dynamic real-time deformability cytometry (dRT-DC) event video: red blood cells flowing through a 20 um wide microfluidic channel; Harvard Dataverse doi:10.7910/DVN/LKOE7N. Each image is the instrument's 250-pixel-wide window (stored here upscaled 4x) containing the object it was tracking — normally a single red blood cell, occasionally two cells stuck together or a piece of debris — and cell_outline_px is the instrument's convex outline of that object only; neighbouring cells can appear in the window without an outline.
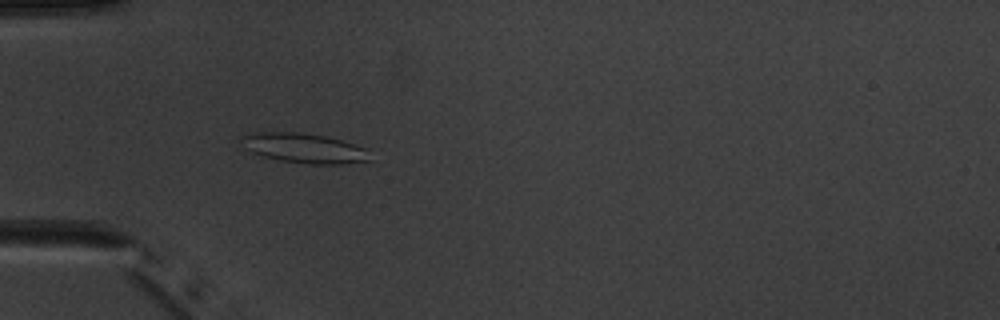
{"species": "common noctule bat (a hibernating species)", "species_latin": "Nyctalus noctula", "temperature_condition": "warm", "stored_images_in_passage": 5, "camera_frame_rate_fps": 3000, "um_per_image_px": 0.085, "animal": {"sex": "male", "body_mass_g": 20.1, "forearm_length_mm": 53.5}, "frame": {"image": 1, "passage_image": 5, "time_ms": 4.667, "image_size_px": [1000, 320], "cell_outline_px": [[372, 160], [348, 164], [308, 164], [280, 160], [264, 156], [252, 152], [244, 148], [240, 136], [256, 132], [300, 132], [324, 136], [340, 140], [368, 148]], "centroid_in_image_um": [25.9, 12.6], "position_along_channel_um": 59.1, "area_um2": 22.43}}